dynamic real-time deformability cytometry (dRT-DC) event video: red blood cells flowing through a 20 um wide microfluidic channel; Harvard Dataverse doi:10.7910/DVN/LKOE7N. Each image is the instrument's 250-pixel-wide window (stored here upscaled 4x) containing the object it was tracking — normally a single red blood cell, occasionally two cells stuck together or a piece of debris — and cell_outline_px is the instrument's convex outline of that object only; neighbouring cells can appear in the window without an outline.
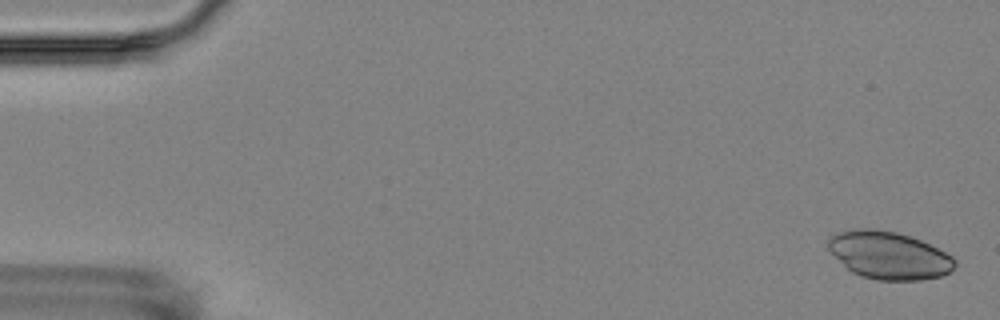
{"species": "Egyptian fruit bat (a non-hibernating species)", "species_latin": "Rousettus aegyptiacus", "temperature_condition": "room temperature", "stored_images_in_passage": 6, "camera_frame_rate_fps": 3000, "um_per_image_px": 0.085, "animal": {"sex": "female"}, "frame": {"image": 1, "passage_image": 1, "time_ms": 0.0, "image_size_px": [1000, 320], "cell_outline_px": [[956, 264], [948, 272], [940, 276], [920, 280], [876, 280], [860, 276], [852, 272], [828, 248], [828, 240], [832, 236], [840, 232], [856, 228], [876, 228], [896, 232], [920, 240], [952, 256], [956, 260]], "centroid_in_image_um": [75.56, 21.7], "position_along_channel_um": 9.4, "area_um2": 34.68}}